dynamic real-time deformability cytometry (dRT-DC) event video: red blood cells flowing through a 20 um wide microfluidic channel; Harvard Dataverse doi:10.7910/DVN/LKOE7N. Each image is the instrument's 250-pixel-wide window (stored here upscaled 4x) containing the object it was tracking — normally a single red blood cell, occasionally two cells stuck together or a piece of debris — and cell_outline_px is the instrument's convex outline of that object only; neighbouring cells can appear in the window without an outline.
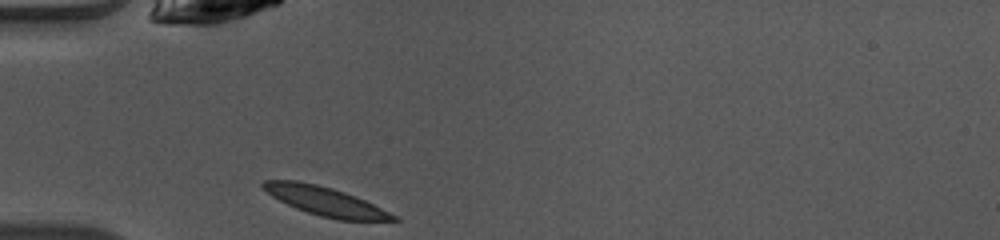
{"species": "common noctule bat (a hibernating species)", "species_latin": "Nyctalus noctula", "temperature_condition": "warm", "stored_images_in_passage": 31, "camera_frame_rate_fps": 3000, "um_per_image_px": 0.085, "animal": {"sex": "female", "body_mass_g": 10.0, "forearm_length_mm": 53.1}, "frame": {"image": 1, "passage_image": 1, "time_ms": 0.0, "image_size_px": [1000, 240], "cell_outline_px": [[400, 220], [340, 220], [320, 216], [296, 208], [272, 196], [260, 184], [264, 180], [296, 180], [316, 184], [332, 188], [356, 196], [396, 216]], "centroid_in_image_um": [27.62, 17.09], "position_along_channel_um": 57.4, "area_um2": 21.33}}
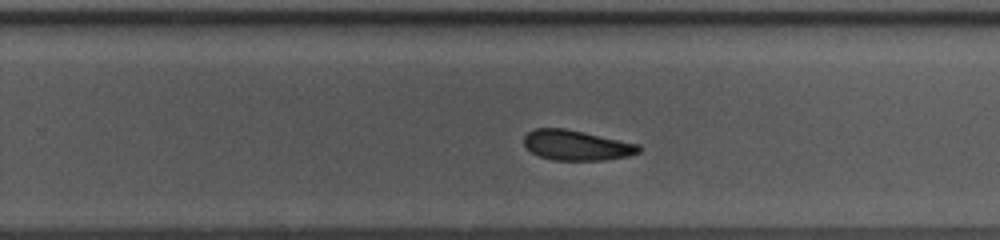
{"frame": {"image": 2, "passage_image": 18, "time_ms": 5.667, "image_size_px": [1000, 240], "cell_outline_px": [[640, 152], [628, 156], [604, 160], [552, 160], [540, 156], [532, 152], [524, 144], [524, 136], [528, 132], [536, 128], [564, 128], [584, 132], [640, 144]], "centroid_in_image_um": [49.02, 12.34], "position_along_channel_um": 280.8, "area_um2": 20.11}}
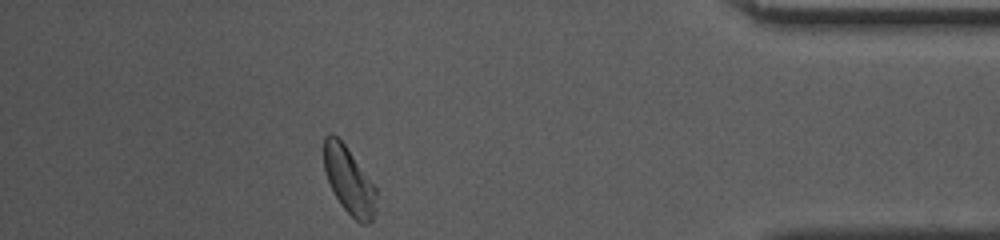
{"frame": {"image": 3, "passage_image": 30, "time_ms": 9.667, "image_size_px": [1000, 240], "cell_outline_px": [[376, 196], [372, 220], [368, 224], [360, 224], [340, 204], [328, 180], [324, 168], [324, 136], [328, 132], [332, 132], [344, 144], [376, 188]], "centroid_in_image_um": [29.64, 15.33], "position_along_channel_um": 405.6, "area_um2": 19.94}, "authors_computed_cell_mechanics": {"area_um2": 20.6924, "velocity_mm_per_s": 4.0598, "shape_relaxation_time_tau1_ms": 2.8722, "shape_relaxation_time_tau2_ms": 4.0309, "deformation_change_tau1": 0.1195, "deformation_change_tau2": 0.0973}}